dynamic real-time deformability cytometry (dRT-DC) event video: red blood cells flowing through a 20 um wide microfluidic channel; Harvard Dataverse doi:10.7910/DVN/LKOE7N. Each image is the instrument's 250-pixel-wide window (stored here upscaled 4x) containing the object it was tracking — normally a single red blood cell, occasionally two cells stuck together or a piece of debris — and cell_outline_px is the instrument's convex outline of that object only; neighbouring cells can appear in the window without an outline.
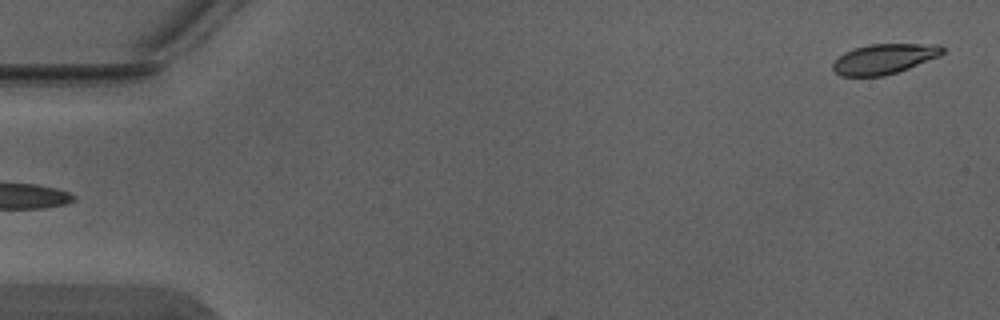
{"species": "Egyptian fruit bat (a non-hibernating species)", "species_latin": "Rousettus aegyptiacus", "temperature_condition": "warm", "stored_images_in_passage": 6, "camera_frame_rate_fps": 3000, "um_per_image_px": 0.085, "animal": {"sex": "male"}, "frame": {"image": 1, "passage_image": 6, "time_ms": 1.667, "image_size_px": [1000, 320], "cell_outline_px": [[944, 52], [940, 56], [908, 68], [884, 76], [840, 76], [832, 68], [832, 64], [844, 52], [868, 44], [940, 44], [944, 48]], "centroid_in_image_um": [75.17, 5.0], "position_along_channel_um": 9.8, "area_um2": 19.13}}